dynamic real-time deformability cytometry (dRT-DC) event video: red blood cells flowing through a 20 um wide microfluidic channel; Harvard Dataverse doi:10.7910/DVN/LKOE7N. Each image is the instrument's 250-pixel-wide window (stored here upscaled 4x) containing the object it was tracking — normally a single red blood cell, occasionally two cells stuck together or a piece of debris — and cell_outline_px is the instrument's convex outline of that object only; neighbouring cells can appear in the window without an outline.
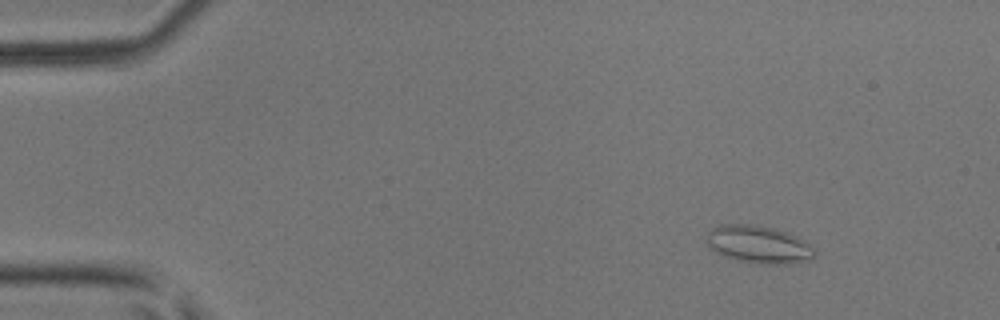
{"species": "common noctule bat (a hibernating species)", "species_latin": "Nyctalus noctula", "temperature_condition": "room temperature", "stored_images_in_passage": 4, "camera_frame_rate_fps": 3000, "um_per_image_px": 0.085, "animal": {"sex": "male", "body_mass_g": 17.9, "forearm_length_mm": 54.2}, "frame": {"image": 1, "passage_image": 1, "time_ms": 0.0, "image_size_px": [1000, 320], "cell_outline_px": [[816, 252], [812, 260], [788, 264], [760, 264], [740, 260], [716, 252], [704, 240], [708, 232], [712, 228], [720, 224], [756, 224], [776, 228], [788, 232], [812, 244]], "centroid_in_image_um": [64.54, 20.76], "position_along_channel_um": 20.5, "area_um2": 23.99}}